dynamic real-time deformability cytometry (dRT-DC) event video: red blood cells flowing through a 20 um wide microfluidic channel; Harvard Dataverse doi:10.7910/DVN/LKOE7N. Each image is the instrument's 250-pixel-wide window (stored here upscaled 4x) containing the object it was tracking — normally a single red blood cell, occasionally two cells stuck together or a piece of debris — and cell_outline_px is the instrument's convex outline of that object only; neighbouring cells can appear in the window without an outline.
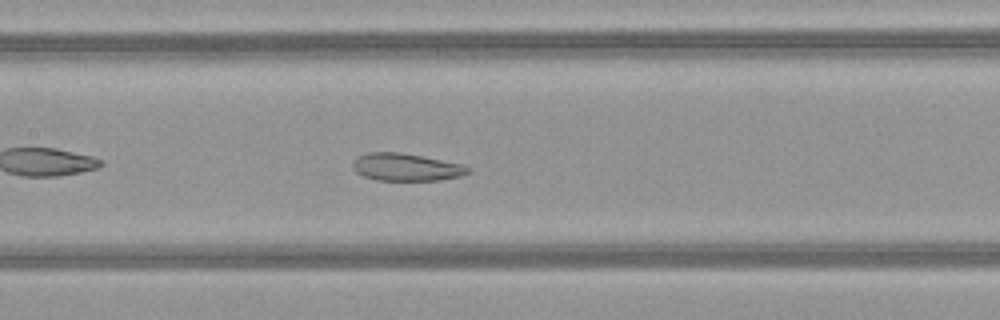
{"species": "common noctule bat (a hibernating species)", "species_latin": "Nyctalus noctula", "temperature_condition": "warm", "stored_images_in_passage": 11, "camera_frame_rate_fps": 3000, "um_per_image_px": 0.085, "animal": {"sex": "female", "body_mass_g": 21.9}, "frame": {"image": 1, "passage_image": 11, "time_ms": 3.333, "image_size_px": [1000, 320], "cell_outline_px": [[472, 172], [460, 176], [440, 180], [376, 180], [364, 176], [356, 172], [352, 168], [352, 164], [356, 156], [368, 152], [400, 152], [464, 164], [472, 168]], "centroid_in_image_um": [34.54, 14.2], "position_along_channel_um": 172.9, "area_um2": 18.67}}